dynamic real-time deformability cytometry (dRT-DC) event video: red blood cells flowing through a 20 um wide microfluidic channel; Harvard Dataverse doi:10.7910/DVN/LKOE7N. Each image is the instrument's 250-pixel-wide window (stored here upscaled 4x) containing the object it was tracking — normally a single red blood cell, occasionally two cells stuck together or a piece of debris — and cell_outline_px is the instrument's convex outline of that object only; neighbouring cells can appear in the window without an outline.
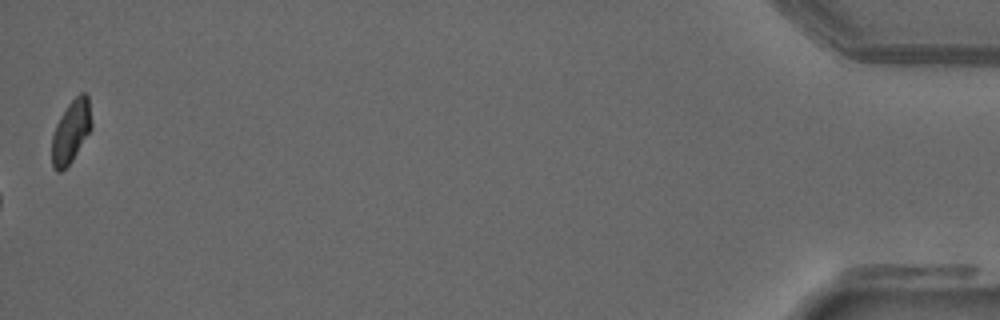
{"species": "common noctule bat (a hibernating species)", "species_latin": "Nyctalus noctula", "temperature_condition": "warm", "stored_images_in_passage": 37, "camera_frame_rate_fps": 3000, "um_per_image_px": 0.085, "animal": {"sex": "male", "forearm_length_mm": 52.5}, "frame": {"image": 1, "passage_image": 37, "time_ms": 12.0, "image_size_px": [1000, 320], "cell_outline_px": [[92, 128], [72, 160], [60, 172], [56, 172], [52, 168], [52, 136], [56, 124], [60, 116], [68, 104], [80, 92], [84, 92], [88, 96], [92, 124]], "centroid_in_image_um": [6.03, 11.17], "position_along_channel_um": 429.2, "area_um2": 14.45}, "authors_computed_cell_mechanics": {"area_um2": 16.7042, "velocity_mm_per_s": 3.9112, "shape_relaxation_time_tau1_ms": null, "shape_relaxation_time_tau2_ms": 4.138, "deformation_change_tau1": null, "deformation_change_tau2": 0.0657}}